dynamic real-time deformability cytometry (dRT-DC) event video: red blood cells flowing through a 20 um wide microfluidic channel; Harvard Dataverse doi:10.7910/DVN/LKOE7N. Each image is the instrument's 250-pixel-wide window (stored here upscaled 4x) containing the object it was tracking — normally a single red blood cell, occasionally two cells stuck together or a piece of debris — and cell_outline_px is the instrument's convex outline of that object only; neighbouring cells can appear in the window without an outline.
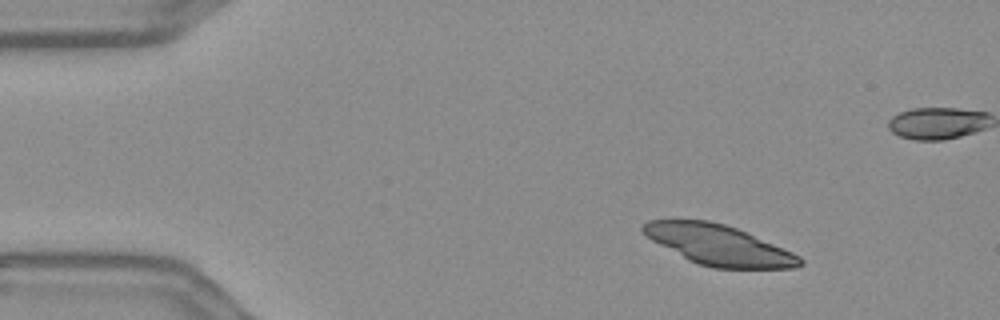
{"species": "Egyptian fruit bat (a non-hibernating species)", "species_latin": "Rousettus aegyptiacus", "temperature_condition": "warm", "stored_images_in_passage": 42, "camera_frame_rate_fps": 3000, "um_per_image_px": 0.085, "frame": {"image": 1, "passage_image": 7, "time_ms": 2.0, "image_size_px": [1000, 320], "cell_outline_px": [[804, 264], [796, 268], [712, 268], [688, 260], [652, 240], [640, 232], [640, 224], [648, 220], [708, 220], [724, 224], [736, 228], [792, 252], [800, 256], [804, 260]], "centroid_in_image_um": [61.06, 20.82], "position_along_channel_um": 23.9, "area_um2": 36.59}, "authors_computed_cell_mechanics": {"area_um2": 24.2471, "velocity_mm_per_s": 3.5943, "shape_relaxation_time_tau1_ms": 7.7843, "shape_relaxation_time_tau2_ms": 1.3055, "deformation_change_tau1": 0.1671, "deformation_change_tau2": 0.0653}}